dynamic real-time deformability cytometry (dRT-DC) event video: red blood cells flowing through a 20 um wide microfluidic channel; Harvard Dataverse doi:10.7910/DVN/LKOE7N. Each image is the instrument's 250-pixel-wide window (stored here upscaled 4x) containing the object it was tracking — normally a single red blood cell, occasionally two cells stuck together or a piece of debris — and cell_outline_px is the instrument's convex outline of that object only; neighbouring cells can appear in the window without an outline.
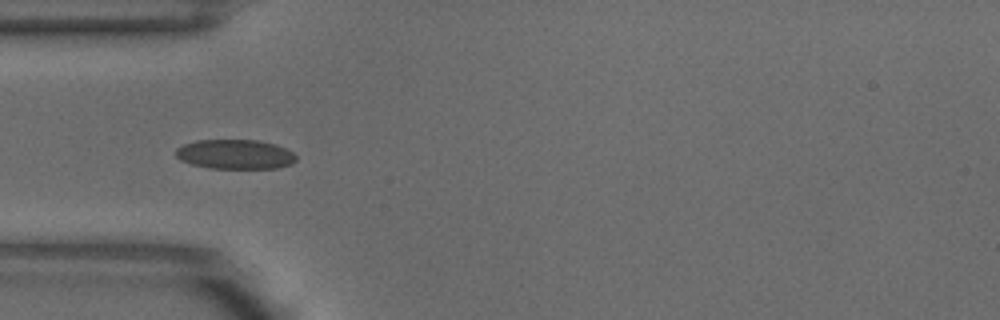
{"species": "common noctule bat (a hibernating species)", "species_latin": "Nyctalus noctula", "temperature_condition": "warm", "stored_images_in_passage": 7, "camera_frame_rate_fps": 3000, "um_per_image_px": 0.085, "animal": {"sex": "male", "body_mass_g": 18.8}, "frame": {"image": 1, "passage_image": 5, "time_ms": 1.333, "image_size_px": [1000, 320], "cell_outline_px": [[296, 160], [292, 164], [276, 168], [208, 168], [192, 164], [180, 160], [176, 156], [176, 148], [184, 144], [196, 140], [256, 140], [276, 144], [292, 152], [296, 156]], "centroid_in_image_um": [19.98, 13.11], "position_along_channel_um": 65.0, "area_um2": 20.69}}